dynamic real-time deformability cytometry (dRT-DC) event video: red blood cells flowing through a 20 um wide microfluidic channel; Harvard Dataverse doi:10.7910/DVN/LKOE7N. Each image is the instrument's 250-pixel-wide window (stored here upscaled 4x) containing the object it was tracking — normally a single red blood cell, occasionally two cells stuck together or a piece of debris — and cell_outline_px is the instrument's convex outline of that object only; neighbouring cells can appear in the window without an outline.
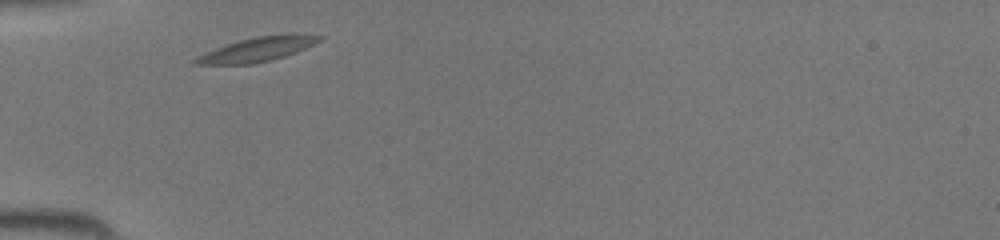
{"species": "common noctule bat (a hibernating species)", "species_latin": "Nyctalus noctula", "temperature_condition": "room temperature", "stored_images_in_passage": 26, "camera_frame_rate_fps": 3000, "um_per_image_px": 0.085, "animal": {"sex": "female", "body_mass_g": 19.5, "forearm_length_mm": 54.1}, "frame": {"image": 1, "passage_image": 2, "time_ms": 0.333, "image_size_px": [1000, 240], "cell_outline_px": [[324, 36], [320, 40], [296, 52], [272, 60], [252, 64], [192, 64], [192, 60], [196, 56], [204, 52], [240, 40], [256, 36], [292, 32]], "centroid_in_image_um": [21.88, 4.17], "position_along_channel_um": 63.1, "area_um2": 17.63}}
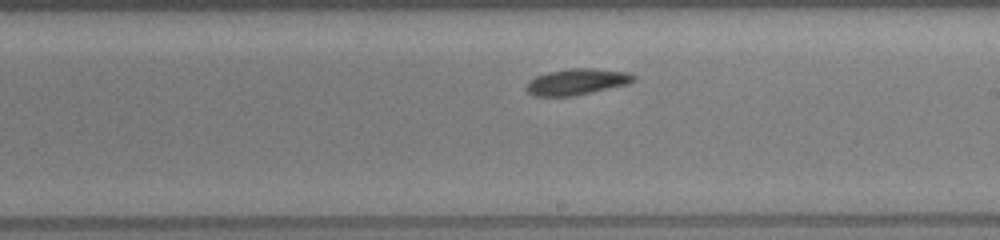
{"frame": {"image": 2, "passage_image": 14, "time_ms": 4.333, "image_size_px": [1000, 240], "cell_outline_px": [[636, 80], [628, 84], [576, 96], [532, 96], [524, 88], [528, 80], [536, 76], [548, 72], [568, 68], [592, 68], [628, 72], [636, 76]], "centroid_in_image_um": [49.02, 6.95], "position_along_channel_um": 240.0, "area_um2": 16.65}}
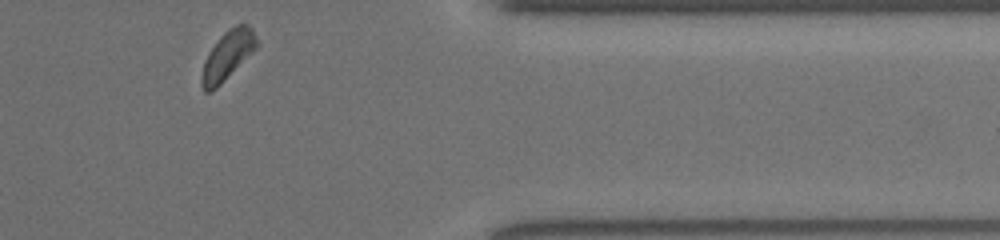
{"frame": {"image": 3, "passage_image": 25, "time_ms": 8.0, "image_size_px": [1000, 240], "cell_outline_px": [[260, 44], [216, 88], [208, 92], [204, 92], [200, 84], [200, 76], [204, 60], [208, 52], [220, 36], [228, 28], [236, 24], [248, 24], [252, 28]], "centroid_in_image_um": [19.32, 4.69], "position_along_channel_um": 392.1, "area_um2": 15.72}}